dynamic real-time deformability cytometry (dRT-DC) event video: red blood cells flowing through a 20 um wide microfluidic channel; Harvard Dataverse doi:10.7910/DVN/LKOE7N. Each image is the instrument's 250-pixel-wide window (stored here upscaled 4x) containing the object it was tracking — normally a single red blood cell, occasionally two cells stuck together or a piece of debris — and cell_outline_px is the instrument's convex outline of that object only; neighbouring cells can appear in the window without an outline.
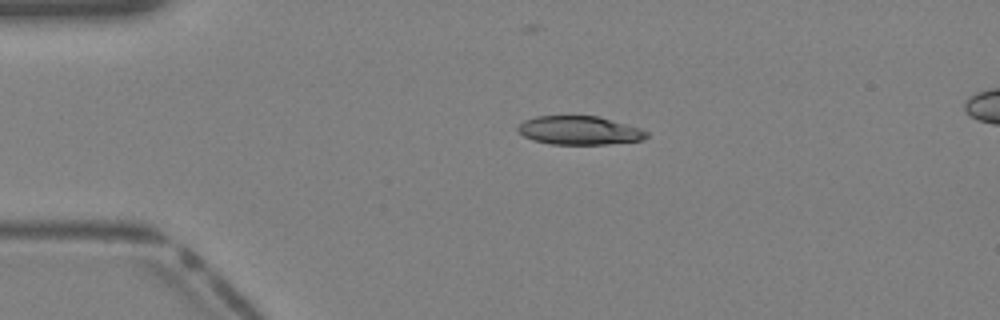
{"species": "Egyptian fruit bat (a non-hibernating species)", "species_latin": "Rousettus aegyptiacus", "temperature_condition": "warm", "stored_images_in_passage": 32, "camera_frame_rate_fps": 3000, "um_per_image_px": 0.085, "animal": {"sex": "female"}, "frame": {"image": 1, "passage_image": 1, "time_ms": 0.0, "image_size_px": [1000, 320], "cell_outline_px": [[648, 136], [644, 140], [608, 144], [552, 144], [532, 140], [524, 136], [516, 128], [524, 120], [536, 116], [596, 116], [640, 128], [648, 132]], "centroid_in_image_um": [49.24, 11.09], "position_along_channel_um": 35.8, "area_um2": 21.33}}
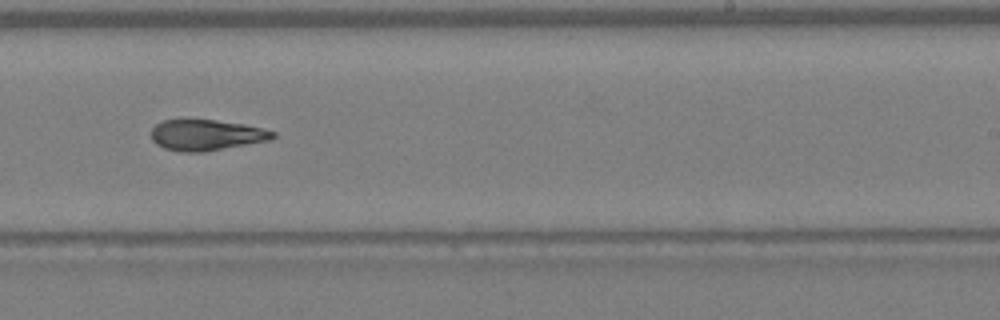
{"frame": {"image": 2, "passage_image": 17, "time_ms": 5.333, "image_size_px": [1000, 320], "cell_outline_px": [[276, 136], [272, 140], [200, 152], [180, 152], [164, 148], [156, 144], [152, 140], [152, 128], [156, 124], [164, 120], [188, 116], [244, 124], [264, 128], [276, 132]], "centroid_in_image_um": [17.52, 11.43], "position_along_channel_um": 271.5, "area_um2": 22.6}}
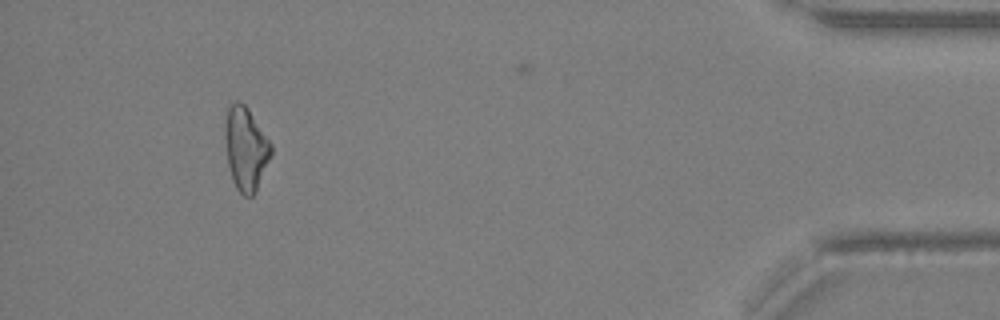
{"frame": {"image": 3, "passage_image": 29, "time_ms": 9.333, "image_size_px": [1000, 320], "cell_outline_px": [[272, 152], [256, 192], [252, 196], [244, 196], [236, 188], [232, 180], [228, 164], [224, 136], [224, 124], [228, 108], [236, 100], [240, 100], [248, 108], [272, 144]], "centroid_in_image_um": [20.88, 12.62], "position_along_channel_um": 414.3, "area_um2": 22.43}}